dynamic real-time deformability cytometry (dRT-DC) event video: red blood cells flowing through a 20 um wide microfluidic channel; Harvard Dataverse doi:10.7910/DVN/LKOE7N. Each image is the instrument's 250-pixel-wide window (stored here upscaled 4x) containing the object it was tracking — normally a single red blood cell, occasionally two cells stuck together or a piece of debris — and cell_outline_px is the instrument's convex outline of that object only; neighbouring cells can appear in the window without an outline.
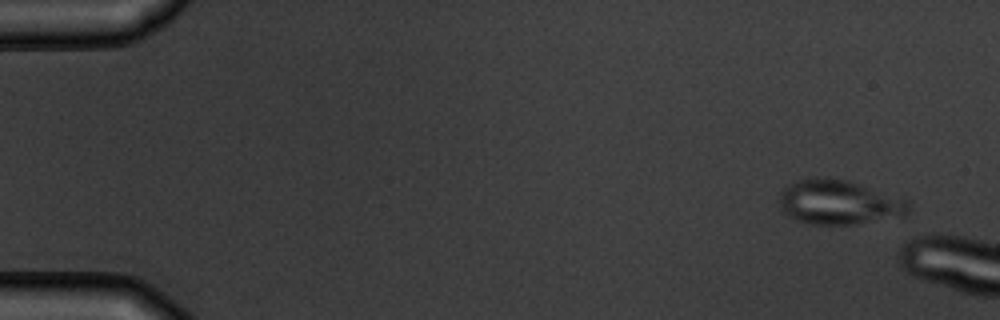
{"species": "common noctule bat (a hibernating species)", "species_latin": "Nyctalus noctula", "temperature_condition": "warm", "stored_images_in_passage": 3, "camera_frame_rate_fps": 3000, "um_per_image_px": 0.085, "animal": {"sex": "male", "body_mass_g": 19.5, "forearm_length_mm": 54.6}, "frame": {"image": 1, "passage_image": 1, "time_ms": 0.0, "image_size_px": [1000, 320], "cell_outline_px": [[912, 204], [908, 212], [904, 216], [856, 224], [812, 224], [796, 220], [788, 216], [780, 208], [780, 192], [784, 188], [796, 180], [816, 176], [824, 176], [848, 180], [908, 200]], "centroid_in_image_um": [71.31, 17.18], "position_along_channel_um": 13.7, "area_um2": 33.81}}